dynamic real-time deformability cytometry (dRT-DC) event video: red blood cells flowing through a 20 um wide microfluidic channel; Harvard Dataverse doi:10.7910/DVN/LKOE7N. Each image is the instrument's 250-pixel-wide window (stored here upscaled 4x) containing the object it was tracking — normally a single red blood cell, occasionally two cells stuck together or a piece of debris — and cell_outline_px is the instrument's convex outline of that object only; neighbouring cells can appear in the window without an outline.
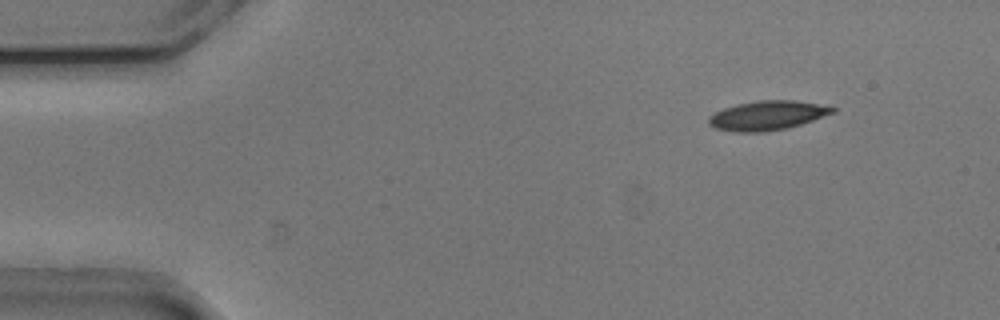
{"species": "common noctule bat (a hibernating species)", "species_latin": "Nyctalus noctula", "temperature_condition": "cold", "stored_images_in_passage": 43, "camera_frame_rate_fps": 3000, "um_per_image_px": 0.085, "animal": {"sex": "male", "body_mass_g": 20.5, "forearm_length_mm": 52.5}, "frame": {"image": 1, "passage_image": 4, "time_ms": 1.0, "image_size_px": [1000, 320], "cell_outline_px": [[836, 112], [800, 124], [784, 128], [764, 132], [736, 132], [716, 128], [708, 124], [708, 116], [724, 108], [736, 104], [760, 100], [796, 100], [836, 108]], "centroid_in_image_um": [65.19, 9.81], "position_along_channel_um": 19.8, "area_um2": 20.92}}
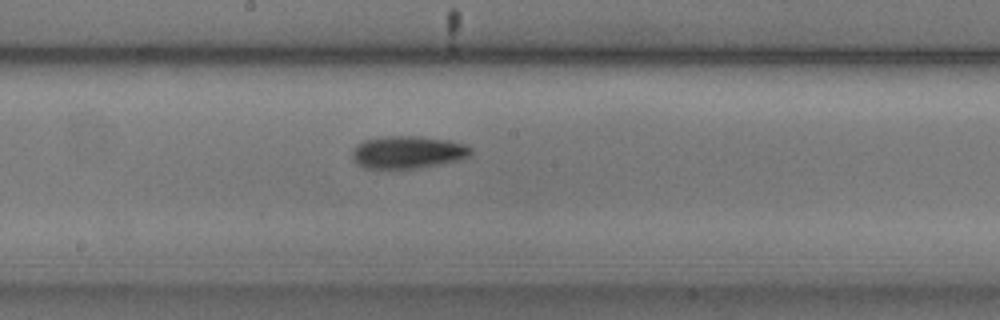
{"frame": {"image": 2, "passage_image": 26, "time_ms": 8.333, "image_size_px": [1000, 320], "cell_outline_px": [[472, 156], [460, 160], [416, 168], [368, 168], [356, 164], [352, 156], [352, 152], [356, 144], [364, 140], [388, 136], [420, 136], [448, 140], [464, 144], [472, 148]], "centroid_in_image_um": [34.68, 12.93], "position_along_channel_um": 213.5, "area_um2": 22.48}}
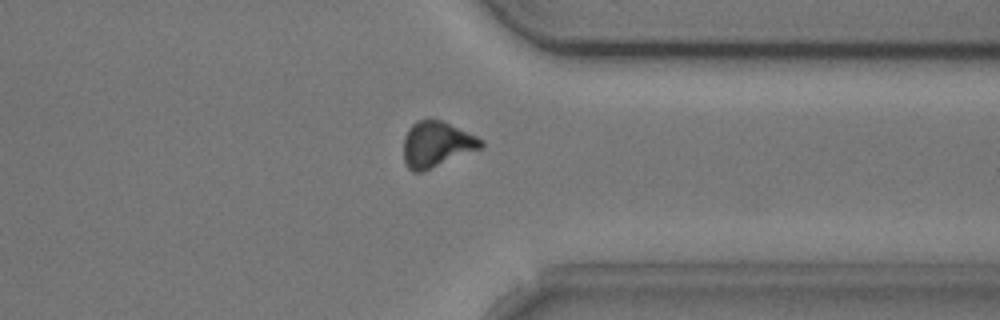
{"frame": {"image": 3, "passage_image": 39, "time_ms": 12.667, "image_size_px": [1000, 320], "cell_outline_px": [[484, 148], [420, 172], [412, 172], [404, 164], [404, 136], [408, 128], [416, 120], [444, 120], [484, 140]], "centroid_in_image_um": [37.12, 12.26], "position_along_channel_um": 374.3, "area_um2": 20.81}, "authors_computed_cell_mechanics": {"area_um2": 21.2126, "velocity_mm_per_s": 3.7854, "shape_relaxation_time_tau1_ms": 3.8529, "shape_relaxation_time_tau2_ms": null, "deformation_change_tau1": 0.1249, "deformation_change_tau2": null}}